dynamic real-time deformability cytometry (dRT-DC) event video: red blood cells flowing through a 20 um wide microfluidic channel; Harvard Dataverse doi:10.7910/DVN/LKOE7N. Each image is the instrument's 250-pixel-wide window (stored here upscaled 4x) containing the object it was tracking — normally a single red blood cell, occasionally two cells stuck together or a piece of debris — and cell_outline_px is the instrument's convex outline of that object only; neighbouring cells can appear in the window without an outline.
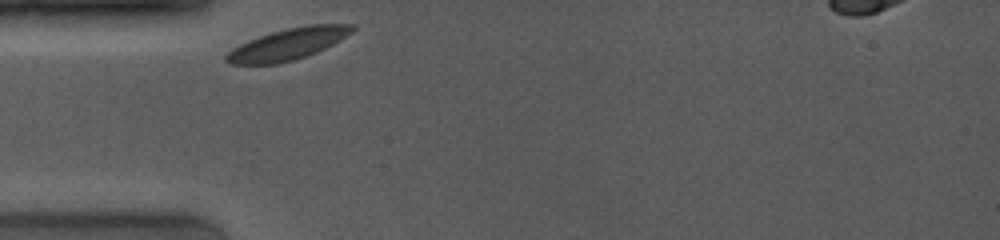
{"species": "common noctule bat (a hibernating species)", "species_latin": "Nyctalus noctula", "temperature_condition": "room temperature", "stored_images_in_passage": 43, "camera_frame_rate_fps": 4000, "um_per_image_px": 0.085, "animal": {"sex": "female", "body_mass_g": 19.0, "forearm_length_mm": 53.3}, "frame": {"image": 1, "passage_image": 1, "time_ms": 0.0, "image_size_px": [1000, 240], "cell_outline_px": [[356, 28], [352, 32], [340, 40], [316, 52], [292, 60], [276, 64], [232, 64], [224, 60], [224, 56], [232, 48], [248, 40], [272, 32], [288, 28], [308, 24], [356, 24]], "centroid_in_image_um": [24.47, 3.74], "position_along_channel_um": 60.5, "area_um2": 22.89}}
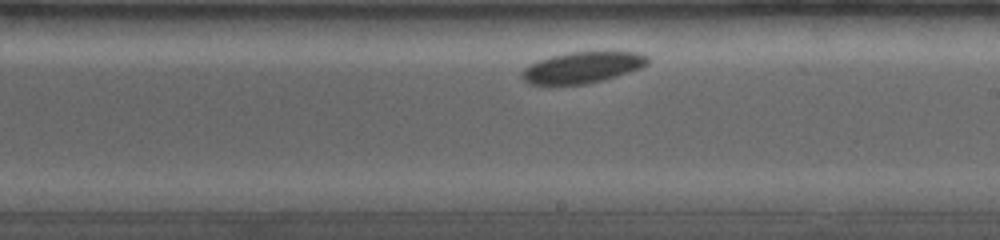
{"frame": {"image": 2, "passage_image": 22, "time_ms": 5.0, "image_size_px": [1000, 240], "cell_outline_px": [[648, 64], [640, 68], [616, 76], [584, 84], [528, 84], [520, 76], [520, 72], [524, 68], [540, 60], [552, 56], [568, 52], [640, 52], [648, 56]], "centroid_in_image_um": [49.5, 5.73], "position_along_channel_um": 239.5, "area_um2": 22.54}}
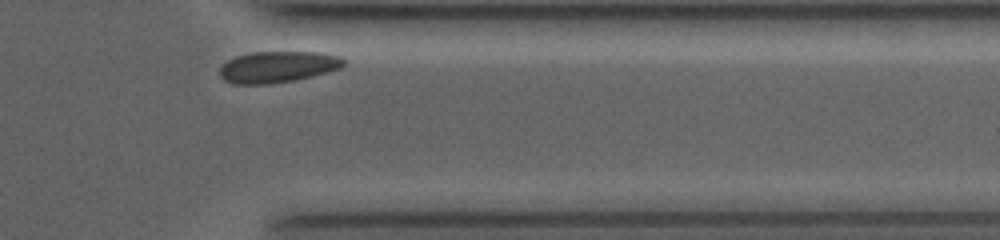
{"frame": {"image": 3, "passage_image": 41, "time_ms": 9.0, "image_size_px": [1000, 240], "cell_outline_px": [[344, 64], [340, 68], [312, 76], [292, 80], [268, 84], [232, 84], [224, 80], [220, 76], [220, 68], [228, 60], [236, 56], [252, 52], [320, 52], [340, 56], [344, 60]], "centroid_in_image_um": [23.58, 5.68], "position_along_channel_um": 387.8, "area_um2": 22.48}}